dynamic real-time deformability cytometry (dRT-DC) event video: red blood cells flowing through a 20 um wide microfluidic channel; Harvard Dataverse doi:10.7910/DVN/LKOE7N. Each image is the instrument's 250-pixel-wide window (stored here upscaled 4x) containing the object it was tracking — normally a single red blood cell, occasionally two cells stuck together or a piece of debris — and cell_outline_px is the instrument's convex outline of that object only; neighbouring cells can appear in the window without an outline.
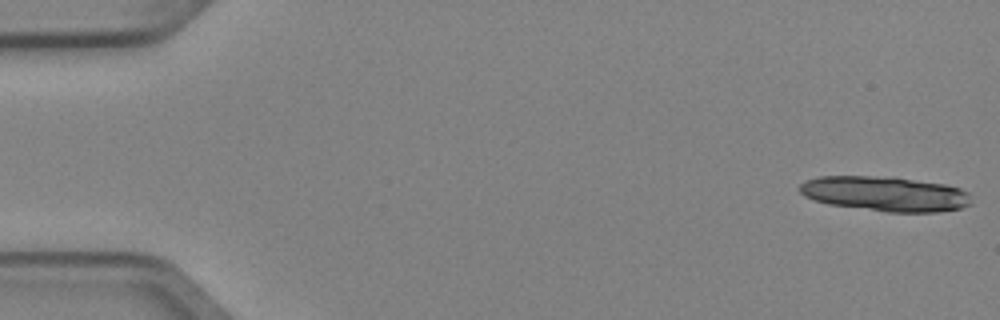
{"species": "Egyptian fruit bat (a non-hibernating species)", "species_latin": "Rousettus aegyptiacus", "temperature_condition": "cold", "stored_images_in_passage": 5, "camera_frame_rate_fps": 3000, "um_per_image_px": 0.085, "animal": {"sex": "female"}, "frame": {"image": 1, "passage_image": 1, "time_ms": 0.0, "image_size_px": [1000, 320], "cell_outline_px": [[972, 204], [960, 208], [936, 212], [888, 212], [828, 204], [804, 196], [800, 192], [800, 184], [804, 180], [820, 176], [896, 176], [944, 184], [960, 188], [968, 192]], "centroid_in_image_um": [75.25, 16.46], "position_along_channel_um": 9.8, "area_um2": 35.14}}